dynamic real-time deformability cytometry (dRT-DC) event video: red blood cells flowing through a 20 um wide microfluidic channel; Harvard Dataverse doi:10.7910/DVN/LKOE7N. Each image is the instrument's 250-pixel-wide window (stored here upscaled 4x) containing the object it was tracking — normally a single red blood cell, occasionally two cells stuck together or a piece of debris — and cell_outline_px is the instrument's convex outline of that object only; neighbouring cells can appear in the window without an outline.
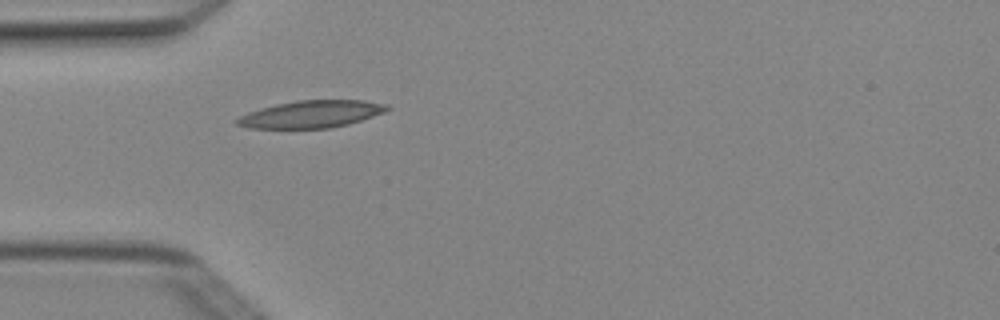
{"species": "Egyptian fruit bat (a non-hibernating species)", "species_latin": "Rousettus aegyptiacus", "temperature_condition": "cold", "stored_images_in_passage": 1, "camera_frame_rate_fps": 3000, "um_per_image_px": 0.085, "animal": {"sex": "female"}, "frame": {"image": 1, "passage_image": 1, "time_ms": 0.0, "image_size_px": [1000, 320], "cell_outline_px": [[392, 108], [384, 112], [348, 124], [328, 128], [248, 128], [236, 124], [232, 120], [248, 112], [260, 108], [276, 104], [300, 100], [364, 100], [388, 104]], "centroid_in_image_um": [26.44, 9.7], "position_along_channel_um": 58.6, "area_um2": 23.81}}